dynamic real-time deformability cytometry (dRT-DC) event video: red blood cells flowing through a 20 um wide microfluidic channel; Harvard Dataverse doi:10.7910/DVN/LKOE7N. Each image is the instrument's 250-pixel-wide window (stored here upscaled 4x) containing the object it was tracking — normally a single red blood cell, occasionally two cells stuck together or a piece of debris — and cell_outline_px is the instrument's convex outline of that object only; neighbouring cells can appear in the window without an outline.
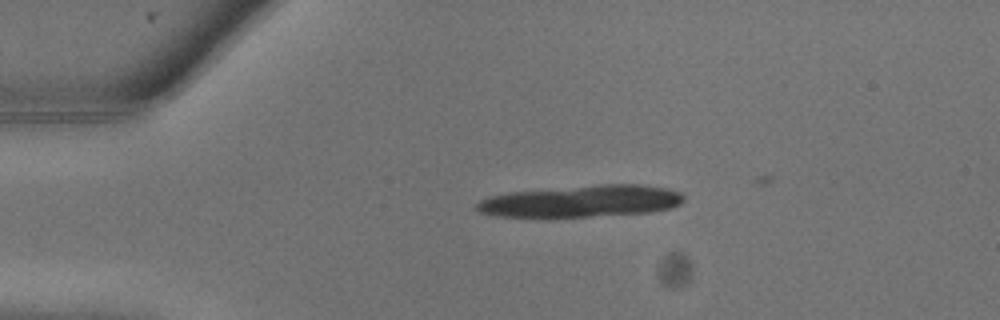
{"species": "common noctule bat (a hibernating species)", "species_latin": "Nyctalus noctula", "temperature_condition": "warm", "stored_images_in_passage": 11, "segment_of_instrument_passage": [1, 2], "camera_frame_rate_fps": 3000, "um_per_image_px": 0.085, "animal": {"sex": "male", "body_mass_g": 13.3}, "frame": {"image": 1, "passage_image": 1, "time_ms": 0.0, "image_size_px": [1000, 320], "cell_outline_px": [[684, 200], [680, 204], [672, 208], [648, 212], [588, 216], [496, 216], [480, 212], [476, 208], [476, 204], [480, 200], [488, 196], [512, 192], [604, 184], [640, 184], [668, 188], [680, 192], [684, 196]], "centroid_in_image_um": [49.47, 17.09], "position_along_channel_um": 35.5, "area_um2": 37.86}}